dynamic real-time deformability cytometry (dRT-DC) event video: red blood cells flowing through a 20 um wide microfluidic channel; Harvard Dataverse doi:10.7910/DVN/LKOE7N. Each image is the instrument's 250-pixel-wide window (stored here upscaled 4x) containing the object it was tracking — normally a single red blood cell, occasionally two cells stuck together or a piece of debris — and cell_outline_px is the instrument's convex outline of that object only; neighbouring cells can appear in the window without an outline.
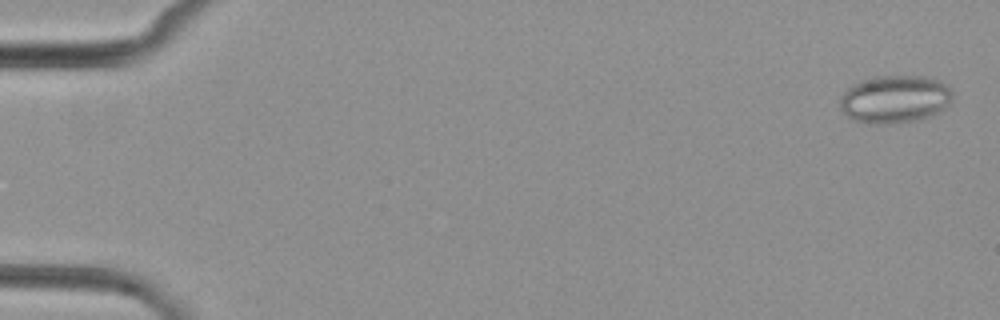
{"species": "common noctule bat (a hibernating species)", "species_latin": "Nyctalus noctula", "temperature_condition": "cold", "stored_images_in_passage": 5, "camera_frame_rate_fps": 3000, "um_per_image_px": 0.085, "animal": {"sex": "female", "body_mass_g": 29.2, "forearm_length_mm": 56.3}, "frame": {"image": 1, "passage_image": 1, "time_ms": 0.0, "image_size_px": [1000, 320], "cell_outline_px": [[952, 100], [940, 112], [928, 116], [912, 120], [884, 124], [868, 124], [856, 120], [848, 116], [840, 108], [840, 96], [852, 84], [860, 80], [876, 76], [924, 76], [948, 84], [952, 92]], "centroid_in_image_um": [76.05, 8.41], "position_along_channel_um": 9.0, "area_um2": 31.27}}